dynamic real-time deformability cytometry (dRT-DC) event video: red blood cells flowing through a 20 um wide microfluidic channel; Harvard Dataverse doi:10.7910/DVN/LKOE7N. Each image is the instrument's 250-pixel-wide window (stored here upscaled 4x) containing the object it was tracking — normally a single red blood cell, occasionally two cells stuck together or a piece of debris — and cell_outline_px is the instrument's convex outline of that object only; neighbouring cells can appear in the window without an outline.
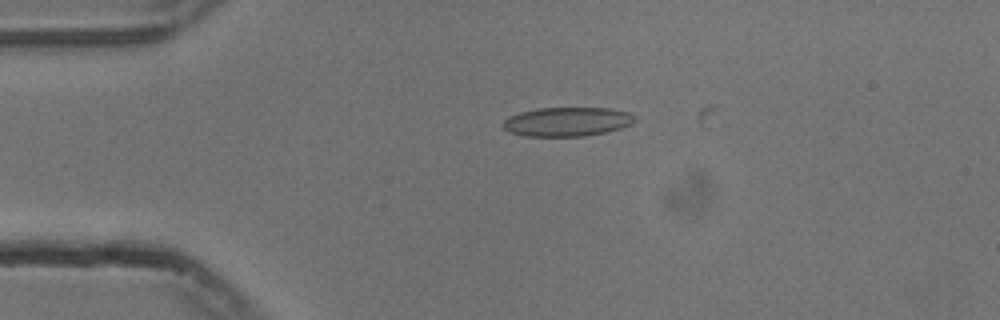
{"species": "common noctule bat (a hibernating species)", "species_latin": "Nyctalus noctula", "temperature_condition": "cold", "stored_images_in_passage": 2, "camera_frame_rate_fps": 3000, "um_per_image_px": 0.085, "animal": {"sex": "male", "body_mass_g": 13.3}, "frame": {"image": 1, "passage_image": 1, "time_ms": 0.0, "image_size_px": [1000, 320], "cell_outline_px": [[636, 120], [632, 124], [620, 128], [604, 132], [584, 136], [524, 136], [508, 132], [504, 128], [504, 120], [508, 116], [520, 112], [536, 108], [608, 108], [628, 112], [636, 116]], "centroid_in_image_um": [48.2, 10.34], "position_along_channel_um": 36.8, "area_um2": 22.37}}